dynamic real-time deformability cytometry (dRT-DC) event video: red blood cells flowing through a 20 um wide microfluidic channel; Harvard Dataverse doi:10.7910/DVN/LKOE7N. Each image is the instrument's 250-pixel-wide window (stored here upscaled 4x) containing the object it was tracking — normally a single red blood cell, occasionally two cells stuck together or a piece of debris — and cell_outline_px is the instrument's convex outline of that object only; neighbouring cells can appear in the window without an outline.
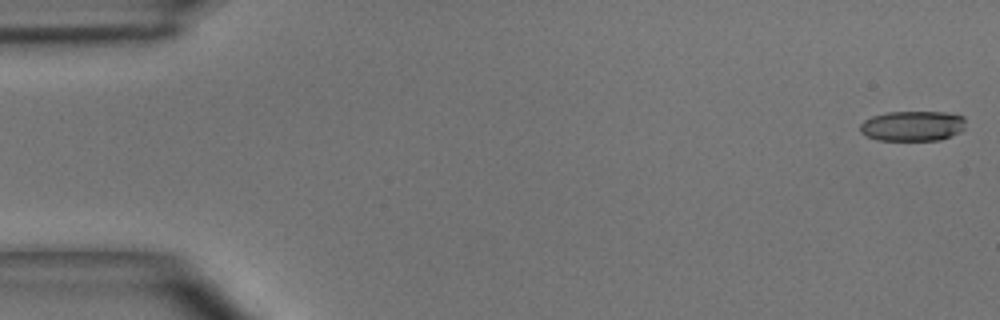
{"species": "common noctule bat (a hibernating species)", "species_latin": "Nyctalus noctula", "temperature_condition": "room temperature", "stored_images_in_passage": 49, "camera_frame_rate_fps": 3000, "um_per_image_px": 0.085, "animal": {"sex": "male", "body_mass_g": 15.6}, "frame": {"image": 1, "passage_image": 1, "time_ms": 0.0, "image_size_px": [1000, 320], "cell_outline_px": [[964, 128], [960, 132], [940, 140], [876, 140], [860, 132], [860, 124], [864, 120], [872, 116], [888, 112], [948, 112], [964, 116]], "centroid_in_image_um": [77.57, 10.7], "position_along_channel_um": 7.4, "area_um2": 18.61}}
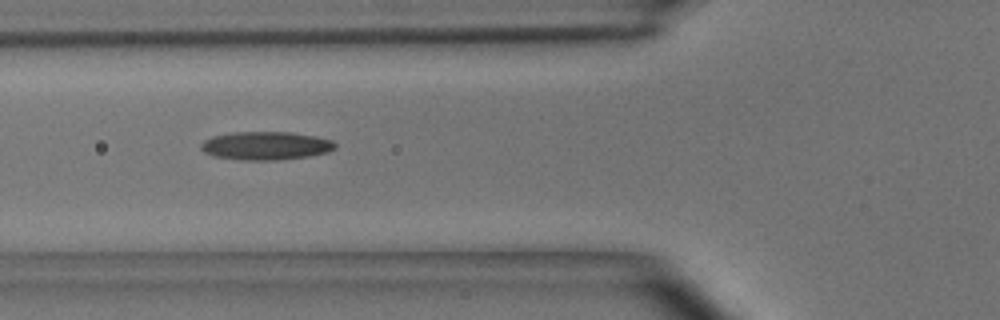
{"frame": {"image": 2, "passage_image": 18, "time_ms": 5.667, "image_size_px": [1000, 320], "cell_outline_px": [[336, 148], [328, 152], [308, 156], [276, 160], [244, 160], [212, 156], [204, 152], [200, 148], [200, 144], [204, 140], [212, 136], [232, 132], [292, 132], [316, 136], [332, 140], [336, 144]], "centroid_in_image_um": [22.58, 12.38], "position_along_channel_um": 103.2, "area_um2": 22.25}}
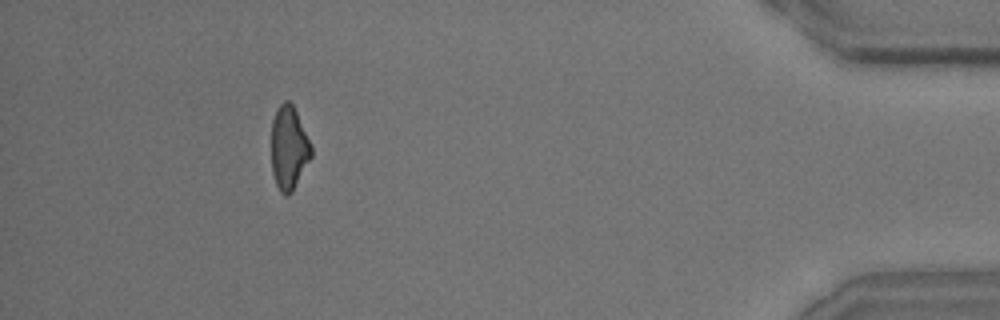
{"frame": {"image": 3, "passage_image": 45, "time_ms": 14.667, "image_size_px": [1000, 320], "cell_outline_px": [[312, 156], [292, 192], [288, 196], [284, 196], [280, 192], [276, 184], [272, 172], [272, 120], [280, 104], [284, 100], [288, 100], [292, 104], [296, 112], [312, 148]], "centroid_in_image_um": [24.54, 12.61], "position_along_channel_um": 410.7, "area_um2": 19.19}, "authors_computed_cell_mechanics": {"area_um2": 20.5768, "velocity_mm_per_s": 4.0645, "shape_relaxation_time_tau1_ms": 6.9584, "shape_relaxation_time_tau2_ms": 4.3234, "deformation_change_tau1": 0.1974, "deformation_change_tau2": 0.159}}